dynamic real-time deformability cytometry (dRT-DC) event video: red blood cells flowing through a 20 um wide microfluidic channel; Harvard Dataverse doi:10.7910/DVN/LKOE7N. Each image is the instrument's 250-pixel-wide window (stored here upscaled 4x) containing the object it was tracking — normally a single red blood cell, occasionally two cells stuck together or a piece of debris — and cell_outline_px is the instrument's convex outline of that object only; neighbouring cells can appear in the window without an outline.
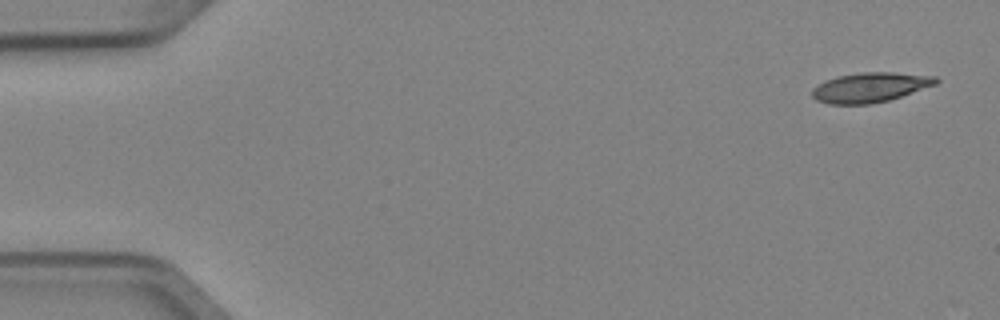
{"species": "Egyptian fruit bat (a non-hibernating species)", "species_latin": "Rousettus aegyptiacus", "temperature_condition": "cold", "stored_images_in_passage": 4, "camera_frame_rate_fps": 3000, "um_per_image_px": 0.085, "animal": {"sex": "female"}, "frame": {"image": 1, "passage_image": 1, "time_ms": 0.0, "image_size_px": [1000, 320], "cell_outline_px": [[940, 80], [936, 84], [888, 100], [872, 104], [828, 104], [816, 100], [812, 96], [812, 88], [824, 80], [836, 76], [860, 72], [892, 72], [936, 76]], "centroid_in_image_um": [73.92, 7.42], "position_along_channel_um": 11.1, "area_um2": 21.5}}
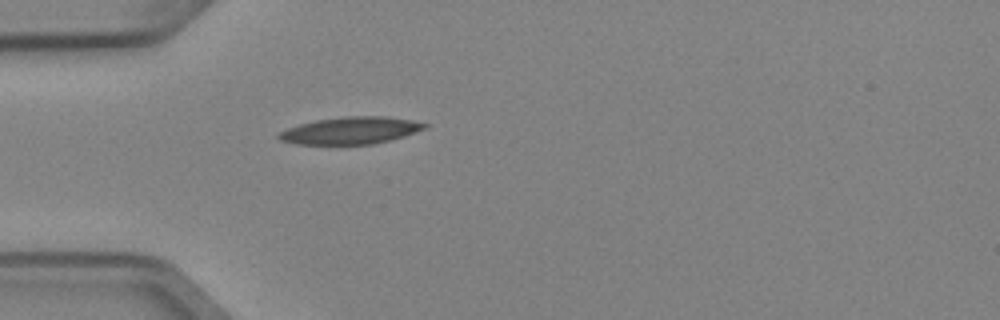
{"frame": {"image": 2, "passage_image": 4, "time_ms": 1.0, "image_size_px": [1000, 320], "cell_outline_px": [[428, 128], [404, 136], [372, 144], [296, 144], [280, 140], [276, 136], [280, 132], [288, 128], [300, 124], [316, 120], [344, 116], [388, 116], [412, 120], [428, 124]], "centroid_in_image_um": [29.83, 11.08], "position_along_channel_um": 55.2, "area_um2": 23.0}}